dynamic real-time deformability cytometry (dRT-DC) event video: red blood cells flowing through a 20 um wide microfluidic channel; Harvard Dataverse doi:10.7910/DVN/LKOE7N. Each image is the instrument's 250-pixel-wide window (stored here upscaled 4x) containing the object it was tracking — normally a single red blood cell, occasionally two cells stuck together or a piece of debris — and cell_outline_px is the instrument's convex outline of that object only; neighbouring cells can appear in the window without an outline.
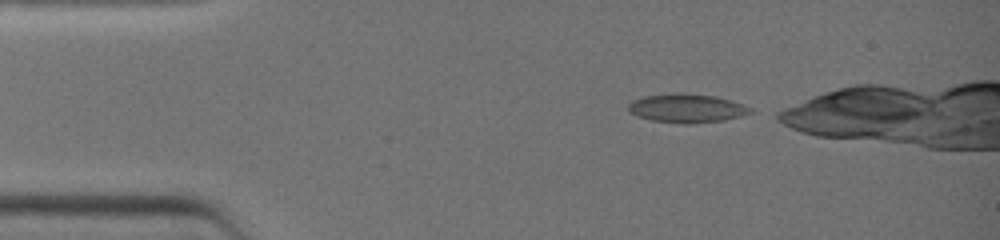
{"species": "common noctule bat (a hibernating species)", "species_latin": "Nyctalus noctula", "temperature_condition": "warm", "stored_images_in_passage": 19, "camera_frame_rate_fps": 3000, "um_per_image_px": 0.085, "animal": {"sex": "female", "body_mass_g": 19.0, "forearm_length_mm": 51.5}, "frame": {"image": 1, "passage_image": 1, "time_ms": 0.0, "image_size_px": [1000, 240], "cell_outline_px": [[756, 112], [724, 120], [692, 124], [684, 124], [652, 120], [636, 116], [628, 112], [628, 104], [632, 100], [644, 96], [680, 92], [716, 96], [732, 100], [744, 104], [752, 108]], "centroid_in_image_um": [58.4, 9.2], "position_along_channel_um": 26.6, "area_um2": 20.81}}
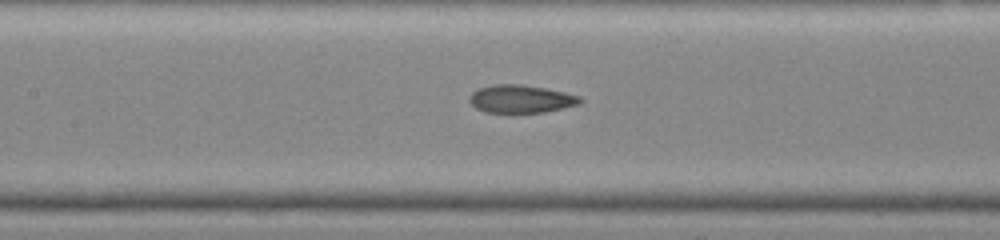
{"frame": {"image": 2, "passage_image": 13, "time_ms": 1670.667, "image_size_px": [1000, 240], "cell_outline_px": [[584, 100], [580, 104], [564, 108], [544, 112], [484, 112], [476, 108], [468, 100], [468, 96], [472, 92], [480, 88], [492, 84], [520, 84], [544, 88], [564, 92], [580, 96]], "centroid_in_image_um": [44.28, 8.4], "position_along_channel_um": 163.1, "area_um2": 18.03}}
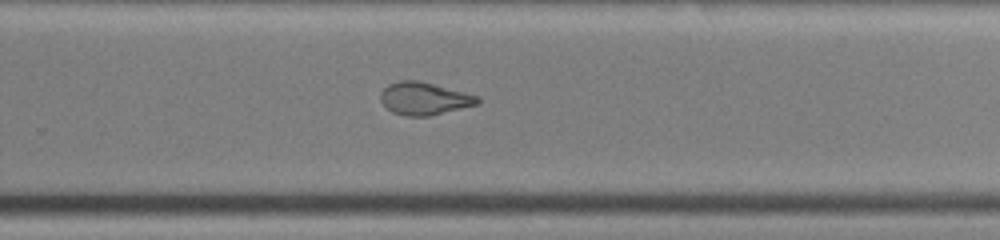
{"frame": {"image": 3, "passage_image": 19, "time_ms": 1673.333, "image_size_px": [1000, 240], "cell_outline_px": [[480, 104], [428, 116], [404, 116], [392, 112], [380, 100], [380, 92], [388, 84], [400, 80], [416, 80], [480, 96]], "centroid_in_image_um": [36.06, 8.38], "position_along_channel_um": 293.7, "area_um2": 18.38}}